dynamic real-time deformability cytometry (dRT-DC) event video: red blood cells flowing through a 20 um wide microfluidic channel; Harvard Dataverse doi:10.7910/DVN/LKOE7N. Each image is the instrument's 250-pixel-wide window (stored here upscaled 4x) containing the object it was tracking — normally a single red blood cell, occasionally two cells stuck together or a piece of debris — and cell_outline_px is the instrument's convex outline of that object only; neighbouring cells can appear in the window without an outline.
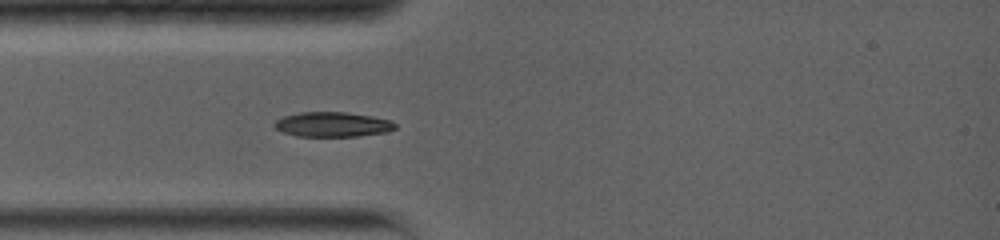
{"species": "common noctule bat (a hibernating species)", "species_latin": "Nyctalus noctula", "temperature_condition": "warm", "stored_images_in_passage": 6, "camera_frame_rate_fps": 5000, "um_per_image_px": 0.085, "animal": {"sex": "female", "body_mass_g": 19.0, "forearm_length_mm": 56.7}, "frame": {"image": 1, "passage_image": 1, "time_ms": 0.0, "image_size_px": [1000, 240], "cell_outline_px": [[396, 128], [384, 132], [356, 136], [296, 136], [284, 132], [276, 128], [272, 124], [280, 116], [300, 112], [344, 112], [372, 116], [392, 120], [396, 124]], "centroid_in_image_um": [28.23, 10.56], "position_along_channel_um": 56.8, "area_um2": 17.46}}
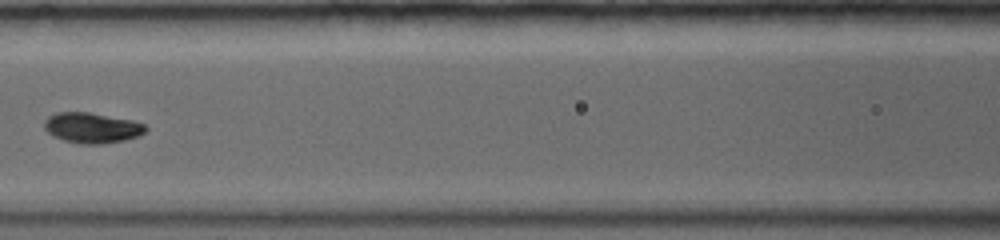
{"frame": {"image": 2, "passage_image": 4, "time_ms": 2.6, "image_size_px": [1000, 240], "cell_outline_px": [[148, 128], [140, 136], [124, 140], [104, 144], [80, 144], [64, 140], [48, 132], [44, 128], [44, 120], [48, 116], [56, 112], [88, 112], [132, 120], [144, 124]], "centroid_in_image_um": [7.82, 10.86], "position_along_channel_um": 158.8, "area_um2": 17.98}}
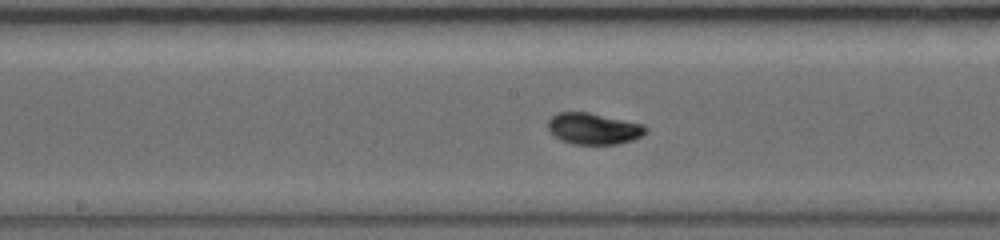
{"frame": {"image": 3, "passage_image": 6, "time_ms": 3.6, "image_size_px": [1000, 240], "cell_outline_px": [[648, 132], [644, 136], [632, 140], [616, 144], [572, 144], [560, 140], [548, 128], [548, 120], [556, 112], [588, 112], [644, 124], [648, 128]], "centroid_in_image_um": [50.49, 10.93], "position_along_channel_um": 197.7, "area_um2": 17.98}}